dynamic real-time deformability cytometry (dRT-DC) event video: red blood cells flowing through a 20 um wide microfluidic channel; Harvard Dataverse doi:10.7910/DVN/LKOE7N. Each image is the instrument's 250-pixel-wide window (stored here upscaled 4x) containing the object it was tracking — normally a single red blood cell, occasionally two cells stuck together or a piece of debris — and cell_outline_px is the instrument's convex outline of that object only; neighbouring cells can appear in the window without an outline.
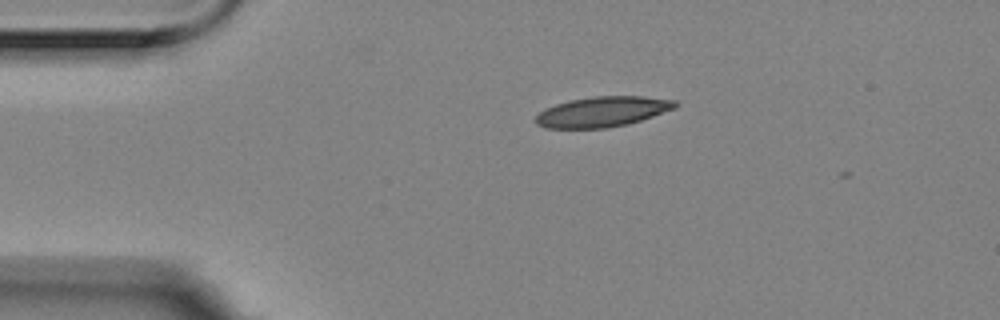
{"species": "Egyptian fruit bat (a non-hibernating species)", "species_latin": "Rousettus aegyptiacus", "temperature_condition": "room temperature", "stored_images_in_passage": 3, "camera_frame_rate_fps": 3000, "um_per_image_px": 0.085, "animal": {"sex": "female"}, "frame": {"image": 1, "passage_image": 2, "time_ms": 0.333, "image_size_px": [1000, 320], "cell_outline_px": [[680, 104], [676, 108], [628, 124], [608, 128], [544, 128], [536, 124], [532, 120], [544, 108], [568, 100], [592, 96], [644, 96], [676, 100]], "centroid_in_image_um": [51.19, 9.49], "position_along_channel_um": 33.8, "area_um2": 24.91}}